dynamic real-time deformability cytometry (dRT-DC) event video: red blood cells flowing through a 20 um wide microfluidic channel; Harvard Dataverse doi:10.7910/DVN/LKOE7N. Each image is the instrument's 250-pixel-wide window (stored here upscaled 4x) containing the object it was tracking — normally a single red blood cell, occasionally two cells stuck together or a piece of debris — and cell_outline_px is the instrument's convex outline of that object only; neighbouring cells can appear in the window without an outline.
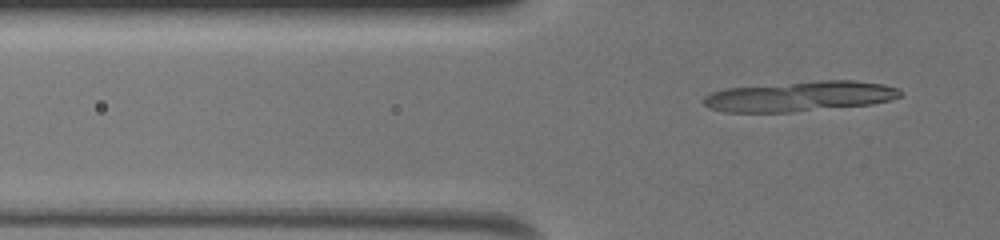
{"species": "common noctule bat (a hibernating species)", "species_latin": "Nyctalus noctula", "temperature_condition": "warm", "stored_images_in_passage": 30, "camera_frame_rate_fps": 3000, "um_per_image_px": 0.085, "animal": {"sex": "female", "body_mass_g": 19.5, "forearm_length_mm": 54.1}, "frame": {"image": 1, "passage_image": 26, "time_ms": 8.333, "image_size_px": [1000, 240], "cell_outline_px": [[904, 96], [892, 100], [872, 104], [792, 112], [724, 112], [708, 108], [700, 100], [704, 96], [712, 92], [724, 88], [820, 80], [852, 80], [880, 84], [900, 88], [904, 92]], "centroid_in_image_um": [67.99, 8.19], "position_along_channel_um": 57.8, "area_um2": 34.97}}